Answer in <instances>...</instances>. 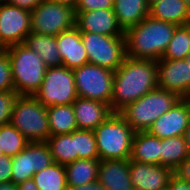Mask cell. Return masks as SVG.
<instances>
[{"label": "cell", "instance_id": "obj_1", "mask_svg": "<svg viewBox=\"0 0 190 190\" xmlns=\"http://www.w3.org/2000/svg\"><path fill=\"white\" fill-rule=\"evenodd\" d=\"M158 87L157 61L126 57L114 72L113 95L110 107L118 113Z\"/></svg>", "mask_w": 190, "mask_h": 190}, {"label": "cell", "instance_id": "obj_2", "mask_svg": "<svg viewBox=\"0 0 190 190\" xmlns=\"http://www.w3.org/2000/svg\"><path fill=\"white\" fill-rule=\"evenodd\" d=\"M176 25L148 16L124 31L127 56L158 61L171 41Z\"/></svg>", "mask_w": 190, "mask_h": 190}, {"label": "cell", "instance_id": "obj_3", "mask_svg": "<svg viewBox=\"0 0 190 190\" xmlns=\"http://www.w3.org/2000/svg\"><path fill=\"white\" fill-rule=\"evenodd\" d=\"M180 99L175 93L157 87L125 106L118 114L135 132H146L160 116L169 111Z\"/></svg>", "mask_w": 190, "mask_h": 190}, {"label": "cell", "instance_id": "obj_4", "mask_svg": "<svg viewBox=\"0 0 190 190\" xmlns=\"http://www.w3.org/2000/svg\"><path fill=\"white\" fill-rule=\"evenodd\" d=\"M11 62L12 81L19 95L34 96L47 70L40 56L23 43L6 48Z\"/></svg>", "mask_w": 190, "mask_h": 190}, {"label": "cell", "instance_id": "obj_5", "mask_svg": "<svg viewBox=\"0 0 190 190\" xmlns=\"http://www.w3.org/2000/svg\"><path fill=\"white\" fill-rule=\"evenodd\" d=\"M94 134L100 160L130 159L135 131L118 113L98 126Z\"/></svg>", "mask_w": 190, "mask_h": 190}, {"label": "cell", "instance_id": "obj_6", "mask_svg": "<svg viewBox=\"0 0 190 190\" xmlns=\"http://www.w3.org/2000/svg\"><path fill=\"white\" fill-rule=\"evenodd\" d=\"M10 123L29 141L46 142L50 137L47 106L34 96L18 95Z\"/></svg>", "mask_w": 190, "mask_h": 190}, {"label": "cell", "instance_id": "obj_7", "mask_svg": "<svg viewBox=\"0 0 190 190\" xmlns=\"http://www.w3.org/2000/svg\"><path fill=\"white\" fill-rule=\"evenodd\" d=\"M81 39L87 51L90 64L115 72L127 57L124 36H105L81 32Z\"/></svg>", "mask_w": 190, "mask_h": 190}, {"label": "cell", "instance_id": "obj_8", "mask_svg": "<svg viewBox=\"0 0 190 190\" xmlns=\"http://www.w3.org/2000/svg\"><path fill=\"white\" fill-rule=\"evenodd\" d=\"M34 97L44 106L72 104L78 97L73 70L63 65L47 67Z\"/></svg>", "mask_w": 190, "mask_h": 190}, {"label": "cell", "instance_id": "obj_9", "mask_svg": "<svg viewBox=\"0 0 190 190\" xmlns=\"http://www.w3.org/2000/svg\"><path fill=\"white\" fill-rule=\"evenodd\" d=\"M31 32L57 36L76 26L75 8L43 0L31 11Z\"/></svg>", "mask_w": 190, "mask_h": 190}, {"label": "cell", "instance_id": "obj_10", "mask_svg": "<svg viewBox=\"0 0 190 190\" xmlns=\"http://www.w3.org/2000/svg\"><path fill=\"white\" fill-rule=\"evenodd\" d=\"M78 97L111 103L114 71L87 63L73 69Z\"/></svg>", "mask_w": 190, "mask_h": 190}, {"label": "cell", "instance_id": "obj_11", "mask_svg": "<svg viewBox=\"0 0 190 190\" xmlns=\"http://www.w3.org/2000/svg\"><path fill=\"white\" fill-rule=\"evenodd\" d=\"M46 142H30L16 156L12 157L11 182L19 184L33 178V175L53 164Z\"/></svg>", "mask_w": 190, "mask_h": 190}, {"label": "cell", "instance_id": "obj_12", "mask_svg": "<svg viewBox=\"0 0 190 190\" xmlns=\"http://www.w3.org/2000/svg\"><path fill=\"white\" fill-rule=\"evenodd\" d=\"M31 12L11 4L0 5V45L7 48L24 43L31 32Z\"/></svg>", "mask_w": 190, "mask_h": 190}, {"label": "cell", "instance_id": "obj_13", "mask_svg": "<svg viewBox=\"0 0 190 190\" xmlns=\"http://www.w3.org/2000/svg\"><path fill=\"white\" fill-rule=\"evenodd\" d=\"M158 87L173 92L180 98L190 95V67L185 59L157 61Z\"/></svg>", "mask_w": 190, "mask_h": 190}, {"label": "cell", "instance_id": "obj_14", "mask_svg": "<svg viewBox=\"0 0 190 190\" xmlns=\"http://www.w3.org/2000/svg\"><path fill=\"white\" fill-rule=\"evenodd\" d=\"M190 123V102L181 98L169 111L160 116L147 130L159 139L183 136Z\"/></svg>", "mask_w": 190, "mask_h": 190}, {"label": "cell", "instance_id": "obj_15", "mask_svg": "<svg viewBox=\"0 0 190 190\" xmlns=\"http://www.w3.org/2000/svg\"><path fill=\"white\" fill-rule=\"evenodd\" d=\"M130 178L134 190H158L168 186L173 170L154 164L129 160Z\"/></svg>", "mask_w": 190, "mask_h": 190}, {"label": "cell", "instance_id": "obj_16", "mask_svg": "<svg viewBox=\"0 0 190 190\" xmlns=\"http://www.w3.org/2000/svg\"><path fill=\"white\" fill-rule=\"evenodd\" d=\"M76 27L80 32L96 33L105 36H124L113 9H99L88 12H75Z\"/></svg>", "mask_w": 190, "mask_h": 190}, {"label": "cell", "instance_id": "obj_17", "mask_svg": "<svg viewBox=\"0 0 190 190\" xmlns=\"http://www.w3.org/2000/svg\"><path fill=\"white\" fill-rule=\"evenodd\" d=\"M72 107L78 130L94 131L114 113L110 104L83 97H77Z\"/></svg>", "mask_w": 190, "mask_h": 190}, {"label": "cell", "instance_id": "obj_18", "mask_svg": "<svg viewBox=\"0 0 190 190\" xmlns=\"http://www.w3.org/2000/svg\"><path fill=\"white\" fill-rule=\"evenodd\" d=\"M56 41L63 66L73 70L89 63L81 32L76 26L57 35Z\"/></svg>", "mask_w": 190, "mask_h": 190}, {"label": "cell", "instance_id": "obj_19", "mask_svg": "<svg viewBox=\"0 0 190 190\" xmlns=\"http://www.w3.org/2000/svg\"><path fill=\"white\" fill-rule=\"evenodd\" d=\"M98 181L106 190H134L129 172V159L101 160Z\"/></svg>", "mask_w": 190, "mask_h": 190}, {"label": "cell", "instance_id": "obj_20", "mask_svg": "<svg viewBox=\"0 0 190 190\" xmlns=\"http://www.w3.org/2000/svg\"><path fill=\"white\" fill-rule=\"evenodd\" d=\"M130 161L161 165V139L146 132H135Z\"/></svg>", "mask_w": 190, "mask_h": 190}, {"label": "cell", "instance_id": "obj_21", "mask_svg": "<svg viewBox=\"0 0 190 190\" xmlns=\"http://www.w3.org/2000/svg\"><path fill=\"white\" fill-rule=\"evenodd\" d=\"M149 16L176 26L190 24V10L184 0H161L152 3Z\"/></svg>", "mask_w": 190, "mask_h": 190}, {"label": "cell", "instance_id": "obj_22", "mask_svg": "<svg viewBox=\"0 0 190 190\" xmlns=\"http://www.w3.org/2000/svg\"><path fill=\"white\" fill-rule=\"evenodd\" d=\"M114 13L119 26L125 31L149 16L148 0H114Z\"/></svg>", "mask_w": 190, "mask_h": 190}, {"label": "cell", "instance_id": "obj_23", "mask_svg": "<svg viewBox=\"0 0 190 190\" xmlns=\"http://www.w3.org/2000/svg\"><path fill=\"white\" fill-rule=\"evenodd\" d=\"M23 44L38 54L47 67L62 66L55 36L30 32Z\"/></svg>", "mask_w": 190, "mask_h": 190}, {"label": "cell", "instance_id": "obj_24", "mask_svg": "<svg viewBox=\"0 0 190 190\" xmlns=\"http://www.w3.org/2000/svg\"><path fill=\"white\" fill-rule=\"evenodd\" d=\"M100 159H77L65 165L67 186L86 185L98 180Z\"/></svg>", "mask_w": 190, "mask_h": 190}, {"label": "cell", "instance_id": "obj_25", "mask_svg": "<svg viewBox=\"0 0 190 190\" xmlns=\"http://www.w3.org/2000/svg\"><path fill=\"white\" fill-rule=\"evenodd\" d=\"M50 136L78 130L72 104L47 106Z\"/></svg>", "mask_w": 190, "mask_h": 190}, {"label": "cell", "instance_id": "obj_26", "mask_svg": "<svg viewBox=\"0 0 190 190\" xmlns=\"http://www.w3.org/2000/svg\"><path fill=\"white\" fill-rule=\"evenodd\" d=\"M188 155L184 136L161 139V166L174 170Z\"/></svg>", "mask_w": 190, "mask_h": 190}, {"label": "cell", "instance_id": "obj_27", "mask_svg": "<svg viewBox=\"0 0 190 190\" xmlns=\"http://www.w3.org/2000/svg\"><path fill=\"white\" fill-rule=\"evenodd\" d=\"M32 179L39 190H67L65 166L56 162L35 173Z\"/></svg>", "mask_w": 190, "mask_h": 190}, {"label": "cell", "instance_id": "obj_28", "mask_svg": "<svg viewBox=\"0 0 190 190\" xmlns=\"http://www.w3.org/2000/svg\"><path fill=\"white\" fill-rule=\"evenodd\" d=\"M53 161L66 165L75 161V139H73V131L68 134L50 136L47 141Z\"/></svg>", "mask_w": 190, "mask_h": 190}, {"label": "cell", "instance_id": "obj_29", "mask_svg": "<svg viewBox=\"0 0 190 190\" xmlns=\"http://www.w3.org/2000/svg\"><path fill=\"white\" fill-rule=\"evenodd\" d=\"M190 51V24L177 26L161 59H184Z\"/></svg>", "mask_w": 190, "mask_h": 190}, {"label": "cell", "instance_id": "obj_30", "mask_svg": "<svg viewBox=\"0 0 190 190\" xmlns=\"http://www.w3.org/2000/svg\"><path fill=\"white\" fill-rule=\"evenodd\" d=\"M29 143L11 123L0 126V147L4 155L14 157Z\"/></svg>", "mask_w": 190, "mask_h": 190}, {"label": "cell", "instance_id": "obj_31", "mask_svg": "<svg viewBox=\"0 0 190 190\" xmlns=\"http://www.w3.org/2000/svg\"><path fill=\"white\" fill-rule=\"evenodd\" d=\"M73 139H75V161L77 159H99L94 131L75 130Z\"/></svg>", "mask_w": 190, "mask_h": 190}, {"label": "cell", "instance_id": "obj_32", "mask_svg": "<svg viewBox=\"0 0 190 190\" xmlns=\"http://www.w3.org/2000/svg\"><path fill=\"white\" fill-rule=\"evenodd\" d=\"M15 90L12 68L6 48L0 49V91Z\"/></svg>", "mask_w": 190, "mask_h": 190}, {"label": "cell", "instance_id": "obj_33", "mask_svg": "<svg viewBox=\"0 0 190 190\" xmlns=\"http://www.w3.org/2000/svg\"><path fill=\"white\" fill-rule=\"evenodd\" d=\"M18 95L15 90L0 91V126L10 123L13 106Z\"/></svg>", "mask_w": 190, "mask_h": 190}, {"label": "cell", "instance_id": "obj_34", "mask_svg": "<svg viewBox=\"0 0 190 190\" xmlns=\"http://www.w3.org/2000/svg\"><path fill=\"white\" fill-rule=\"evenodd\" d=\"M99 9H114V0H78L75 12H88Z\"/></svg>", "mask_w": 190, "mask_h": 190}, {"label": "cell", "instance_id": "obj_35", "mask_svg": "<svg viewBox=\"0 0 190 190\" xmlns=\"http://www.w3.org/2000/svg\"><path fill=\"white\" fill-rule=\"evenodd\" d=\"M12 175V157L2 155L0 157V183L10 182Z\"/></svg>", "mask_w": 190, "mask_h": 190}, {"label": "cell", "instance_id": "obj_36", "mask_svg": "<svg viewBox=\"0 0 190 190\" xmlns=\"http://www.w3.org/2000/svg\"><path fill=\"white\" fill-rule=\"evenodd\" d=\"M173 174L190 184V153L187 158L173 170Z\"/></svg>", "mask_w": 190, "mask_h": 190}, {"label": "cell", "instance_id": "obj_37", "mask_svg": "<svg viewBox=\"0 0 190 190\" xmlns=\"http://www.w3.org/2000/svg\"><path fill=\"white\" fill-rule=\"evenodd\" d=\"M43 0H9L8 4L17 6L21 9L31 12L34 10Z\"/></svg>", "mask_w": 190, "mask_h": 190}, {"label": "cell", "instance_id": "obj_38", "mask_svg": "<svg viewBox=\"0 0 190 190\" xmlns=\"http://www.w3.org/2000/svg\"><path fill=\"white\" fill-rule=\"evenodd\" d=\"M168 187L169 190H190V184L184 180L179 179L174 174L169 181Z\"/></svg>", "mask_w": 190, "mask_h": 190}, {"label": "cell", "instance_id": "obj_39", "mask_svg": "<svg viewBox=\"0 0 190 190\" xmlns=\"http://www.w3.org/2000/svg\"><path fill=\"white\" fill-rule=\"evenodd\" d=\"M67 190H106L105 187L98 181L79 186H67Z\"/></svg>", "mask_w": 190, "mask_h": 190}, {"label": "cell", "instance_id": "obj_40", "mask_svg": "<svg viewBox=\"0 0 190 190\" xmlns=\"http://www.w3.org/2000/svg\"><path fill=\"white\" fill-rule=\"evenodd\" d=\"M18 190H39L33 179L18 184Z\"/></svg>", "mask_w": 190, "mask_h": 190}, {"label": "cell", "instance_id": "obj_41", "mask_svg": "<svg viewBox=\"0 0 190 190\" xmlns=\"http://www.w3.org/2000/svg\"><path fill=\"white\" fill-rule=\"evenodd\" d=\"M0 190H18V185L13 182L0 183Z\"/></svg>", "mask_w": 190, "mask_h": 190}, {"label": "cell", "instance_id": "obj_42", "mask_svg": "<svg viewBox=\"0 0 190 190\" xmlns=\"http://www.w3.org/2000/svg\"><path fill=\"white\" fill-rule=\"evenodd\" d=\"M49 1L69 5L73 8H75L78 3V0H49Z\"/></svg>", "mask_w": 190, "mask_h": 190}, {"label": "cell", "instance_id": "obj_43", "mask_svg": "<svg viewBox=\"0 0 190 190\" xmlns=\"http://www.w3.org/2000/svg\"><path fill=\"white\" fill-rule=\"evenodd\" d=\"M183 136L185 138V142H186L188 151L190 153V123L188 124V126H187V128H186L185 133H184Z\"/></svg>", "mask_w": 190, "mask_h": 190}, {"label": "cell", "instance_id": "obj_44", "mask_svg": "<svg viewBox=\"0 0 190 190\" xmlns=\"http://www.w3.org/2000/svg\"><path fill=\"white\" fill-rule=\"evenodd\" d=\"M184 59L188 63V65L190 67V51L188 52V54L186 55V57Z\"/></svg>", "mask_w": 190, "mask_h": 190}, {"label": "cell", "instance_id": "obj_45", "mask_svg": "<svg viewBox=\"0 0 190 190\" xmlns=\"http://www.w3.org/2000/svg\"><path fill=\"white\" fill-rule=\"evenodd\" d=\"M187 8L190 10V0H184Z\"/></svg>", "mask_w": 190, "mask_h": 190}, {"label": "cell", "instance_id": "obj_46", "mask_svg": "<svg viewBox=\"0 0 190 190\" xmlns=\"http://www.w3.org/2000/svg\"><path fill=\"white\" fill-rule=\"evenodd\" d=\"M8 1H9V0H0V5L8 4Z\"/></svg>", "mask_w": 190, "mask_h": 190}, {"label": "cell", "instance_id": "obj_47", "mask_svg": "<svg viewBox=\"0 0 190 190\" xmlns=\"http://www.w3.org/2000/svg\"><path fill=\"white\" fill-rule=\"evenodd\" d=\"M158 1H161V0H148L149 5H151L152 3L158 2Z\"/></svg>", "mask_w": 190, "mask_h": 190}, {"label": "cell", "instance_id": "obj_48", "mask_svg": "<svg viewBox=\"0 0 190 190\" xmlns=\"http://www.w3.org/2000/svg\"><path fill=\"white\" fill-rule=\"evenodd\" d=\"M158 190H169V187L166 186V187H164V188H162V189H158Z\"/></svg>", "mask_w": 190, "mask_h": 190}, {"label": "cell", "instance_id": "obj_49", "mask_svg": "<svg viewBox=\"0 0 190 190\" xmlns=\"http://www.w3.org/2000/svg\"><path fill=\"white\" fill-rule=\"evenodd\" d=\"M2 155H4V154H3V151H2V149H1V147H0V157H1Z\"/></svg>", "mask_w": 190, "mask_h": 190}]
</instances>
